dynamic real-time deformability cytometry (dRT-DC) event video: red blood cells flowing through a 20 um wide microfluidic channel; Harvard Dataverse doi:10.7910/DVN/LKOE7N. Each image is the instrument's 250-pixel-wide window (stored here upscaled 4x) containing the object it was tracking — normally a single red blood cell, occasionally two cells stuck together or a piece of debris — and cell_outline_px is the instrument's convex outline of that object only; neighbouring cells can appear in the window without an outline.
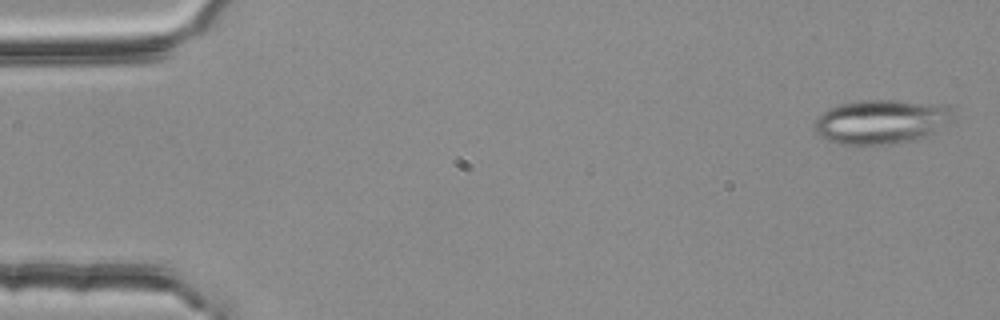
{"species": "common noctule bat (a hibernating species)", "species_latin": "Nyctalus noctula", "temperature_condition": "room temperature", "stored_images_in_passage": 4, "segment_of_instrument_passage": [1, 2], "camera_frame_rate_fps": 3000, "um_per_image_px": 0.085, "animal": {"sex": "female", "body_mass_g": 25.1}, "frame": {"image": 1, "passage_image": 1, "time_ms": 0.0, "image_size_px": [1000, 320], "cell_outline_px": [[952, 120], [932, 132], [916, 140], [896, 144], [836, 144], [820, 136], [816, 132], [812, 124], [816, 116], [828, 108], [840, 104], [864, 100], [896, 100], [948, 104], [952, 108]], "centroid_in_image_um": [74.88, 10.33], "position_along_channel_um": 10.1, "area_um2": 36.07}}